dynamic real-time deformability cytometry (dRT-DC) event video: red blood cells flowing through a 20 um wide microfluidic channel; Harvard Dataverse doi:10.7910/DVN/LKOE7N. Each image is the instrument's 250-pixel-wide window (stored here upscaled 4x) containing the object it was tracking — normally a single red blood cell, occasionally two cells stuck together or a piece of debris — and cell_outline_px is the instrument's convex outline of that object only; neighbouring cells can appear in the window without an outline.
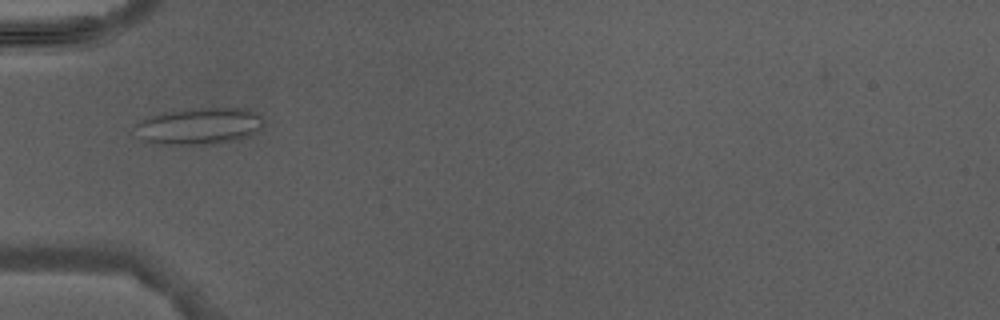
{"species": "Egyptian fruit bat (a non-hibernating species)", "species_latin": "Rousettus aegyptiacus", "temperature_condition": "warm", "stored_images_in_passage": 5, "camera_frame_rate_fps": 3000, "um_per_image_px": 0.085, "animal": {"sex": "male"}, "frame": {"image": 1, "passage_image": 4, "time_ms": 4.667, "image_size_px": [1000, 320], "cell_outline_px": [[264, 120], [260, 128], [252, 136], [236, 140], [204, 144], [168, 144], [144, 140], [136, 124], [152, 116], [168, 112], [196, 108], [248, 108], [256, 112]], "centroid_in_image_um": [17.07, 10.7], "position_along_channel_um": 67.9, "area_um2": 26.76}}